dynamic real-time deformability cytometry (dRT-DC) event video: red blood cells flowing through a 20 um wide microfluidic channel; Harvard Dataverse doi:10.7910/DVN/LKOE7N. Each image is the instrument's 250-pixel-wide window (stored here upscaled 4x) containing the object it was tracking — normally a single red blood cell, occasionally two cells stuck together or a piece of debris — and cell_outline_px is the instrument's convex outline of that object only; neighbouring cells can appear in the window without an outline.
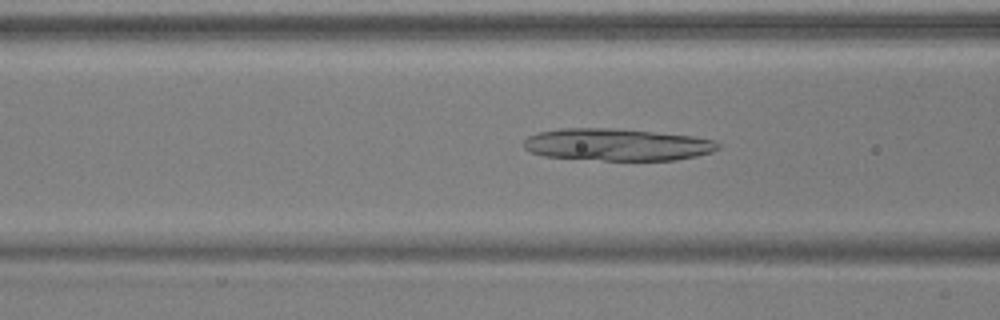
{"species": "common noctule bat (a hibernating species)", "species_latin": "Nyctalus noctula", "temperature_condition": "warm", "stored_images_in_passage": 51, "camera_frame_rate_fps": 3000, "um_per_image_px": 0.085, "animal": {"sex": "male", "body_mass_g": 17.9, "forearm_length_mm": 54.2}, "frame": {"image": 1, "passage_image": 20, "time_ms": 6.333, "image_size_px": [1000, 320], "cell_outline_px": [[720, 148], [712, 152], [696, 156], [676, 160], [604, 160], [544, 156], [532, 152], [524, 148], [524, 140], [528, 136], [540, 132], [560, 128], [612, 128], [692, 136], [712, 140], [720, 144]], "centroid_in_image_um": [52.45, 12.29], "position_along_channel_um": 114.2, "area_um2": 36.13}}
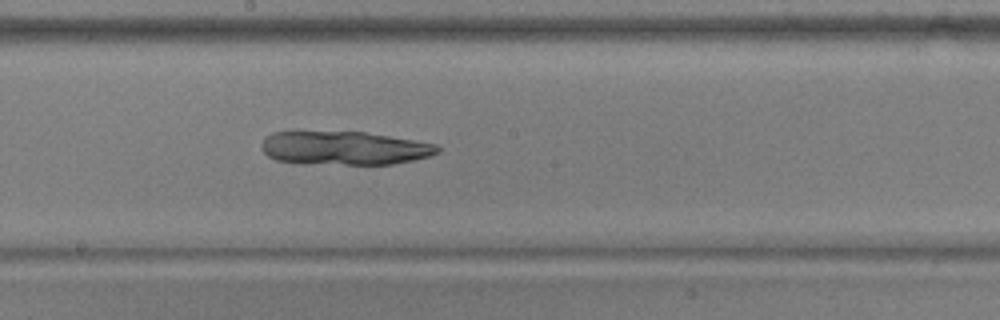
{"frame": {"image": 2, "passage_image": 28, "time_ms": 9.0, "image_size_px": [1000, 320], "cell_outline_px": [[440, 152], [428, 156], [412, 160], [392, 164], [304, 164], [276, 160], [268, 156], [260, 148], [260, 144], [272, 132], [296, 128], [364, 132], [436, 144], [440, 148]], "centroid_in_image_um": [29.13, 12.54], "position_along_channel_um": 219.1, "area_um2": 35.6}}
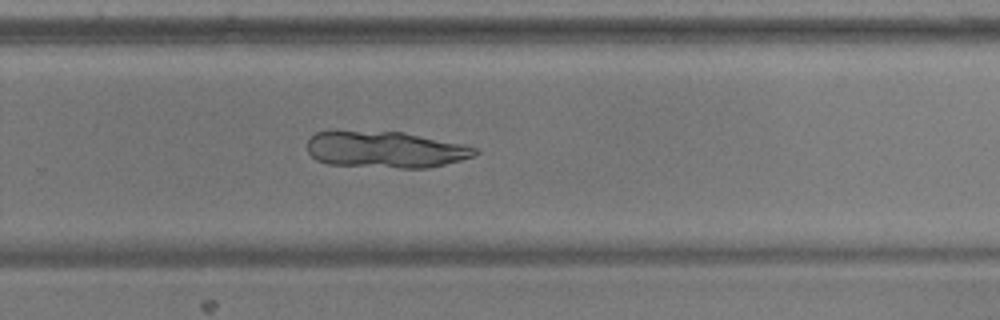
{"frame": {"image": 3, "passage_image": 34, "time_ms": 11.0, "image_size_px": [1000, 320], "cell_outline_px": [[480, 152], [472, 156], [460, 160], [428, 168], [400, 168], [328, 164], [316, 160], [308, 152], [308, 140], [316, 132], [332, 128], [336, 128], [404, 132], [464, 144], [480, 148]], "centroid_in_image_um": [32.71, 12.67], "position_along_channel_um": 297.1, "area_um2": 36.76}}